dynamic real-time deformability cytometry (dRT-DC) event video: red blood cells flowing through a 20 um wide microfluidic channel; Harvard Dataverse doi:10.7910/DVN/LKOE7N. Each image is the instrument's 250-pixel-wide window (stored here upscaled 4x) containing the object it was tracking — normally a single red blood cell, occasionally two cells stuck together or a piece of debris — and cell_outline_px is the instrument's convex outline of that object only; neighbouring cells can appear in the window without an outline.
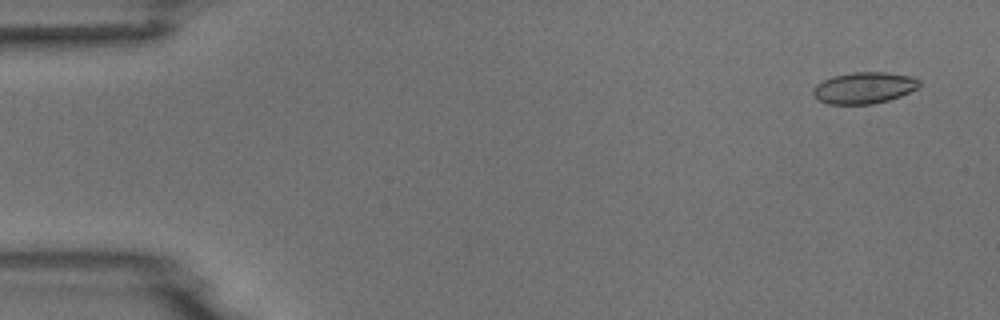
{"species": "common noctule bat (a hibernating species)", "species_latin": "Nyctalus noctula", "temperature_condition": "room temperature", "stored_images_in_passage": 4, "camera_frame_rate_fps": 3000, "um_per_image_px": 0.085, "animal": {"sex": "male", "body_mass_g": 18.8}, "frame": {"image": 1, "passage_image": 1, "time_ms": 0.0, "image_size_px": [1000, 320], "cell_outline_px": [[920, 84], [916, 88], [900, 96], [888, 100], [872, 104], [828, 104], [812, 96], [812, 88], [816, 84], [832, 76], [852, 72], [884, 72], [912, 76], [920, 80]], "centroid_in_image_um": [73.41, 7.46], "position_along_channel_um": 11.6, "area_um2": 19.48}}
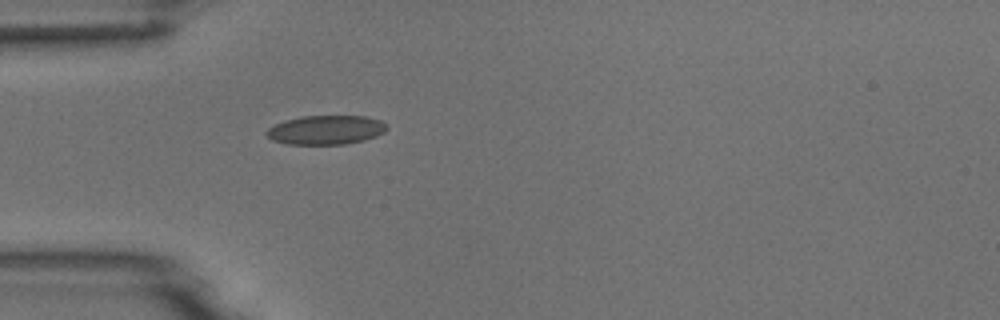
{"frame": {"image": 2, "passage_image": 4, "time_ms": 4.333, "image_size_px": [1000, 320], "cell_outline_px": [[388, 128], [384, 132], [376, 136], [364, 140], [344, 144], [288, 144], [272, 140], [264, 132], [268, 128], [284, 120], [300, 116], [364, 116], [380, 120], [388, 124]], "centroid_in_image_um": [27.71, 11.04], "position_along_channel_um": 57.3, "area_um2": 20.46}}